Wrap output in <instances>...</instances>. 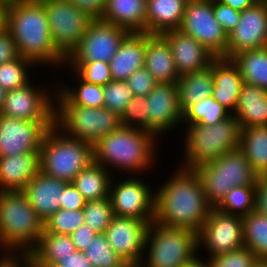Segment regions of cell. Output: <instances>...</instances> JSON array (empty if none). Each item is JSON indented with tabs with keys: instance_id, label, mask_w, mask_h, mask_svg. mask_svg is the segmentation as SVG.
Returning a JSON list of instances; mask_svg holds the SVG:
<instances>
[{
	"instance_id": "6da1fadb",
	"label": "cell",
	"mask_w": 267,
	"mask_h": 267,
	"mask_svg": "<svg viewBox=\"0 0 267 267\" xmlns=\"http://www.w3.org/2000/svg\"><path fill=\"white\" fill-rule=\"evenodd\" d=\"M175 168L169 179L166 177L155 187L154 221L198 234L213 207L206 199L198 173L179 165Z\"/></svg>"
},
{
	"instance_id": "7a4b0ae2",
	"label": "cell",
	"mask_w": 267,
	"mask_h": 267,
	"mask_svg": "<svg viewBox=\"0 0 267 267\" xmlns=\"http://www.w3.org/2000/svg\"><path fill=\"white\" fill-rule=\"evenodd\" d=\"M7 29L15 41L18 53L40 66H65L66 58L51 39L47 13L42 0H11L8 6ZM63 65V66H62Z\"/></svg>"
},
{
	"instance_id": "3957f363",
	"label": "cell",
	"mask_w": 267,
	"mask_h": 267,
	"mask_svg": "<svg viewBox=\"0 0 267 267\" xmlns=\"http://www.w3.org/2000/svg\"><path fill=\"white\" fill-rule=\"evenodd\" d=\"M159 142L163 140L147 130L121 125L93 145V160L114 176L118 171L130 176L146 174L156 168Z\"/></svg>"
},
{
	"instance_id": "277c9868",
	"label": "cell",
	"mask_w": 267,
	"mask_h": 267,
	"mask_svg": "<svg viewBox=\"0 0 267 267\" xmlns=\"http://www.w3.org/2000/svg\"><path fill=\"white\" fill-rule=\"evenodd\" d=\"M44 222L22 191H0V245L6 253H30Z\"/></svg>"
},
{
	"instance_id": "5b68a950",
	"label": "cell",
	"mask_w": 267,
	"mask_h": 267,
	"mask_svg": "<svg viewBox=\"0 0 267 267\" xmlns=\"http://www.w3.org/2000/svg\"><path fill=\"white\" fill-rule=\"evenodd\" d=\"M182 130V168L196 169L239 147L240 126L234 115L211 125L182 124Z\"/></svg>"
},
{
	"instance_id": "8992f818",
	"label": "cell",
	"mask_w": 267,
	"mask_h": 267,
	"mask_svg": "<svg viewBox=\"0 0 267 267\" xmlns=\"http://www.w3.org/2000/svg\"><path fill=\"white\" fill-rule=\"evenodd\" d=\"M93 161V145L65 135L55 125L46 133L39 151L40 171L66 182H73Z\"/></svg>"
},
{
	"instance_id": "52a82bcc",
	"label": "cell",
	"mask_w": 267,
	"mask_h": 267,
	"mask_svg": "<svg viewBox=\"0 0 267 267\" xmlns=\"http://www.w3.org/2000/svg\"><path fill=\"white\" fill-rule=\"evenodd\" d=\"M198 255L197 233L150 223L139 267H183Z\"/></svg>"
},
{
	"instance_id": "ba28073f",
	"label": "cell",
	"mask_w": 267,
	"mask_h": 267,
	"mask_svg": "<svg viewBox=\"0 0 267 267\" xmlns=\"http://www.w3.org/2000/svg\"><path fill=\"white\" fill-rule=\"evenodd\" d=\"M203 186L206 199L216 208L234 187L255 185L258 174L239 148L194 169Z\"/></svg>"
},
{
	"instance_id": "9c48e42d",
	"label": "cell",
	"mask_w": 267,
	"mask_h": 267,
	"mask_svg": "<svg viewBox=\"0 0 267 267\" xmlns=\"http://www.w3.org/2000/svg\"><path fill=\"white\" fill-rule=\"evenodd\" d=\"M55 126L71 138L94 145L121 126V117L106 107L55 105Z\"/></svg>"
},
{
	"instance_id": "30bf717a",
	"label": "cell",
	"mask_w": 267,
	"mask_h": 267,
	"mask_svg": "<svg viewBox=\"0 0 267 267\" xmlns=\"http://www.w3.org/2000/svg\"><path fill=\"white\" fill-rule=\"evenodd\" d=\"M116 176L113 175L109 187L114 216L151 223L155 217V187L152 189L149 182L135 175H125L123 179Z\"/></svg>"
},
{
	"instance_id": "8fae6325",
	"label": "cell",
	"mask_w": 267,
	"mask_h": 267,
	"mask_svg": "<svg viewBox=\"0 0 267 267\" xmlns=\"http://www.w3.org/2000/svg\"><path fill=\"white\" fill-rule=\"evenodd\" d=\"M42 1L47 13L51 39L57 50L67 58L78 46L93 19L66 0Z\"/></svg>"
},
{
	"instance_id": "7c38bea8",
	"label": "cell",
	"mask_w": 267,
	"mask_h": 267,
	"mask_svg": "<svg viewBox=\"0 0 267 267\" xmlns=\"http://www.w3.org/2000/svg\"><path fill=\"white\" fill-rule=\"evenodd\" d=\"M33 81L34 77L27 85L6 92L0 115L29 121H55L56 85L47 89L45 84L44 88L37 87L38 82Z\"/></svg>"
},
{
	"instance_id": "4fadbf2b",
	"label": "cell",
	"mask_w": 267,
	"mask_h": 267,
	"mask_svg": "<svg viewBox=\"0 0 267 267\" xmlns=\"http://www.w3.org/2000/svg\"><path fill=\"white\" fill-rule=\"evenodd\" d=\"M217 58L227 59L228 35L215 19L213 0H188L179 28Z\"/></svg>"
},
{
	"instance_id": "5bb4252c",
	"label": "cell",
	"mask_w": 267,
	"mask_h": 267,
	"mask_svg": "<svg viewBox=\"0 0 267 267\" xmlns=\"http://www.w3.org/2000/svg\"><path fill=\"white\" fill-rule=\"evenodd\" d=\"M197 240L198 253L205 249L208 253L207 258L242 248L244 246L242 217L212 208L197 234Z\"/></svg>"
},
{
	"instance_id": "9a60e30c",
	"label": "cell",
	"mask_w": 267,
	"mask_h": 267,
	"mask_svg": "<svg viewBox=\"0 0 267 267\" xmlns=\"http://www.w3.org/2000/svg\"><path fill=\"white\" fill-rule=\"evenodd\" d=\"M129 32L101 19H93L78 46L65 62H107L118 51L120 43Z\"/></svg>"
},
{
	"instance_id": "2e32d148",
	"label": "cell",
	"mask_w": 267,
	"mask_h": 267,
	"mask_svg": "<svg viewBox=\"0 0 267 267\" xmlns=\"http://www.w3.org/2000/svg\"><path fill=\"white\" fill-rule=\"evenodd\" d=\"M55 121H29L0 115V157L39 152Z\"/></svg>"
},
{
	"instance_id": "e0dca14e",
	"label": "cell",
	"mask_w": 267,
	"mask_h": 267,
	"mask_svg": "<svg viewBox=\"0 0 267 267\" xmlns=\"http://www.w3.org/2000/svg\"><path fill=\"white\" fill-rule=\"evenodd\" d=\"M145 99L148 111V131L159 140L165 137V134L173 132V129L176 131L177 127L181 126L183 111L179 104L177 82L158 83Z\"/></svg>"
},
{
	"instance_id": "ac0fdd59",
	"label": "cell",
	"mask_w": 267,
	"mask_h": 267,
	"mask_svg": "<svg viewBox=\"0 0 267 267\" xmlns=\"http://www.w3.org/2000/svg\"><path fill=\"white\" fill-rule=\"evenodd\" d=\"M149 225L148 221L113 216L104 233L112 249L129 267L141 265Z\"/></svg>"
},
{
	"instance_id": "d6986e66",
	"label": "cell",
	"mask_w": 267,
	"mask_h": 267,
	"mask_svg": "<svg viewBox=\"0 0 267 267\" xmlns=\"http://www.w3.org/2000/svg\"><path fill=\"white\" fill-rule=\"evenodd\" d=\"M267 46V1L259 0L241 12L237 26L228 34L227 59Z\"/></svg>"
},
{
	"instance_id": "ffe728a7",
	"label": "cell",
	"mask_w": 267,
	"mask_h": 267,
	"mask_svg": "<svg viewBox=\"0 0 267 267\" xmlns=\"http://www.w3.org/2000/svg\"><path fill=\"white\" fill-rule=\"evenodd\" d=\"M179 76L207 69L217 58L205 46L180 29L164 32Z\"/></svg>"
},
{
	"instance_id": "44dd1931",
	"label": "cell",
	"mask_w": 267,
	"mask_h": 267,
	"mask_svg": "<svg viewBox=\"0 0 267 267\" xmlns=\"http://www.w3.org/2000/svg\"><path fill=\"white\" fill-rule=\"evenodd\" d=\"M66 183L39 171L22 190L43 222L60 209Z\"/></svg>"
},
{
	"instance_id": "7402d4cb",
	"label": "cell",
	"mask_w": 267,
	"mask_h": 267,
	"mask_svg": "<svg viewBox=\"0 0 267 267\" xmlns=\"http://www.w3.org/2000/svg\"><path fill=\"white\" fill-rule=\"evenodd\" d=\"M209 67L213 71L212 97L233 115L244 83L239 69L231 59L223 57L216 58Z\"/></svg>"
},
{
	"instance_id": "603a6c76",
	"label": "cell",
	"mask_w": 267,
	"mask_h": 267,
	"mask_svg": "<svg viewBox=\"0 0 267 267\" xmlns=\"http://www.w3.org/2000/svg\"><path fill=\"white\" fill-rule=\"evenodd\" d=\"M39 171V152L0 157V191H22Z\"/></svg>"
},
{
	"instance_id": "cb8c5ba5",
	"label": "cell",
	"mask_w": 267,
	"mask_h": 267,
	"mask_svg": "<svg viewBox=\"0 0 267 267\" xmlns=\"http://www.w3.org/2000/svg\"><path fill=\"white\" fill-rule=\"evenodd\" d=\"M145 51L146 33L129 32L109 61L112 80L126 81L134 71L143 68Z\"/></svg>"
},
{
	"instance_id": "d4e9b609",
	"label": "cell",
	"mask_w": 267,
	"mask_h": 267,
	"mask_svg": "<svg viewBox=\"0 0 267 267\" xmlns=\"http://www.w3.org/2000/svg\"><path fill=\"white\" fill-rule=\"evenodd\" d=\"M144 67L157 83H175L179 74L167 41L161 35L146 33Z\"/></svg>"
},
{
	"instance_id": "484cf974",
	"label": "cell",
	"mask_w": 267,
	"mask_h": 267,
	"mask_svg": "<svg viewBox=\"0 0 267 267\" xmlns=\"http://www.w3.org/2000/svg\"><path fill=\"white\" fill-rule=\"evenodd\" d=\"M147 0H107L101 20L126 29L147 33Z\"/></svg>"
},
{
	"instance_id": "4316f807",
	"label": "cell",
	"mask_w": 267,
	"mask_h": 267,
	"mask_svg": "<svg viewBox=\"0 0 267 267\" xmlns=\"http://www.w3.org/2000/svg\"><path fill=\"white\" fill-rule=\"evenodd\" d=\"M233 115L237 118L240 129L267 125V91L243 83Z\"/></svg>"
},
{
	"instance_id": "83f0119b",
	"label": "cell",
	"mask_w": 267,
	"mask_h": 267,
	"mask_svg": "<svg viewBox=\"0 0 267 267\" xmlns=\"http://www.w3.org/2000/svg\"><path fill=\"white\" fill-rule=\"evenodd\" d=\"M188 0H147V33L161 35L179 29Z\"/></svg>"
},
{
	"instance_id": "f1b7e54d",
	"label": "cell",
	"mask_w": 267,
	"mask_h": 267,
	"mask_svg": "<svg viewBox=\"0 0 267 267\" xmlns=\"http://www.w3.org/2000/svg\"><path fill=\"white\" fill-rule=\"evenodd\" d=\"M74 86L65 82L57 84L55 105H78L83 107H103V86L85 82L73 70L69 72ZM75 77V78H74ZM78 82V83H77ZM76 84V85H75Z\"/></svg>"
},
{
	"instance_id": "f546056e",
	"label": "cell",
	"mask_w": 267,
	"mask_h": 267,
	"mask_svg": "<svg viewBox=\"0 0 267 267\" xmlns=\"http://www.w3.org/2000/svg\"><path fill=\"white\" fill-rule=\"evenodd\" d=\"M76 248L70 235L48 233L43 230L37 246L30 252L33 267H53Z\"/></svg>"
},
{
	"instance_id": "4dcf8cb0",
	"label": "cell",
	"mask_w": 267,
	"mask_h": 267,
	"mask_svg": "<svg viewBox=\"0 0 267 267\" xmlns=\"http://www.w3.org/2000/svg\"><path fill=\"white\" fill-rule=\"evenodd\" d=\"M177 83L179 104L184 113L191 105L212 96L213 71L208 67L199 72L183 74Z\"/></svg>"
},
{
	"instance_id": "1f68e13d",
	"label": "cell",
	"mask_w": 267,
	"mask_h": 267,
	"mask_svg": "<svg viewBox=\"0 0 267 267\" xmlns=\"http://www.w3.org/2000/svg\"><path fill=\"white\" fill-rule=\"evenodd\" d=\"M238 148L258 176L267 171V125L241 128Z\"/></svg>"
},
{
	"instance_id": "d6a6232c",
	"label": "cell",
	"mask_w": 267,
	"mask_h": 267,
	"mask_svg": "<svg viewBox=\"0 0 267 267\" xmlns=\"http://www.w3.org/2000/svg\"><path fill=\"white\" fill-rule=\"evenodd\" d=\"M113 175L102 165L94 161L73 180V184L86 201L109 197V187Z\"/></svg>"
},
{
	"instance_id": "836d02e7",
	"label": "cell",
	"mask_w": 267,
	"mask_h": 267,
	"mask_svg": "<svg viewBox=\"0 0 267 267\" xmlns=\"http://www.w3.org/2000/svg\"><path fill=\"white\" fill-rule=\"evenodd\" d=\"M244 83L267 91V46L245 51L232 57Z\"/></svg>"
},
{
	"instance_id": "e575fe53",
	"label": "cell",
	"mask_w": 267,
	"mask_h": 267,
	"mask_svg": "<svg viewBox=\"0 0 267 267\" xmlns=\"http://www.w3.org/2000/svg\"><path fill=\"white\" fill-rule=\"evenodd\" d=\"M242 221L244 246L255 253L259 262H267V215L254 210Z\"/></svg>"
},
{
	"instance_id": "d590c367",
	"label": "cell",
	"mask_w": 267,
	"mask_h": 267,
	"mask_svg": "<svg viewBox=\"0 0 267 267\" xmlns=\"http://www.w3.org/2000/svg\"><path fill=\"white\" fill-rule=\"evenodd\" d=\"M230 115L232 114L225 107L210 96L191 105L183 113L182 124L211 125L225 120Z\"/></svg>"
},
{
	"instance_id": "8d00e7d4",
	"label": "cell",
	"mask_w": 267,
	"mask_h": 267,
	"mask_svg": "<svg viewBox=\"0 0 267 267\" xmlns=\"http://www.w3.org/2000/svg\"><path fill=\"white\" fill-rule=\"evenodd\" d=\"M216 208L226 214L247 216L255 210V185L232 188Z\"/></svg>"
},
{
	"instance_id": "74e56055",
	"label": "cell",
	"mask_w": 267,
	"mask_h": 267,
	"mask_svg": "<svg viewBox=\"0 0 267 267\" xmlns=\"http://www.w3.org/2000/svg\"><path fill=\"white\" fill-rule=\"evenodd\" d=\"M36 66L29 60L18 58L0 65V86L6 91L27 85L31 79V71Z\"/></svg>"
},
{
	"instance_id": "f35d334b",
	"label": "cell",
	"mask_w": 267,
	"mask_h": 267,
	"mask_svg": "<svg viewBox=\"0 0 267 267\" xmlns=\"http://www.w3.org/2000/svg\"><path fill=\"white\" fill-rule=\"evenodd\" d=\"M83 253L93 267H129L112 249L104 233H98Z\"/></svg>"
},
{
	"instance_id": "ab89813d",
	"label": "cell",
	"mask_w": 267,
	"mask_h": 267,
	"mask_svg": "<svg viewBox=\"0 0 267 267\" xmlns=\"http://www.w3.org/2000/svg\"><path fill=\"white\" fill-rule=\"evenodd\" d=\"M82 210L84 223L97 233H105L112 217L114 216L109 197L86 201Z\"/></svg>"
},
{
	"instance_id": "60d3db41",
	"label": "cell",
	"mask_w": 267,
	"mask_h": 267,
	"mask_svg": "<svg viewBox=\"0 0 267 267\" xmlns=\"http://www.w3.org/2000/svg\"><path fill=\"white\" fill-rule=\"evenodd\" d=\"M64 68L73 70L88 83L105 86L112 81L110 66L107 62H65Z\"/></svg>"
},
{
	"instance_id": "b9f144b4",
	"label": "cell",
	"mask_w": 267,
	"mask_h": 267,
	"mask_svg": "<svg viewBox=\"0 0 267 267\" xmlns=\"http://www.w3.org/2000/svg\"><path fill=\"white\" fill-rule=\"evenodd\" d=\"M84 224L83 210L59 209L44 222V230L48 233L71 235Z\"/></svg>"
},
{
	"instance_id": "7bdbcfd3",
	"label": "cell",
	"mask_w": 267,
	"mask_h": 267,
	"mask_svg": "<svg viewBox=\"0 0 267 267\" xmlns=\"http://www.w3.org/2000/svg\"><path fill=\"white\" fill-rule=\"evenodd\" d=\"M133 97L131 88L126 81H114L103 86V107L122 117L127 105Z\"/></svg>"
},
{
	"instance_id": "ee69618b",
	"label": "cell",
	"mask_w": 267,
	"mask_h": 267,
	"mask_svg": "<svg viewBox=\"0 0 267 267\" xmlns=\"http://www.w3.org/2000/svg\"><path fill=\"white\" fill-rule=\"evenodd\" d=\"M210 267H254L259 261L248 247L207 258Z\"/></svg>"
},
{
	"instance_id": "f6af8a7d",
	"label": "cell",
	"mask_w": 267,
	"mask_h": 267,
	"mask_svg": "<svg viewBox=\"0 0 267 267\" xmlns=\"http://www.w3.org/2000/svg\"><path fill=\"white\" fill-rule=\"evenodd\" d=\"M121 125L148 131V111L144 97H132L121 117Z\"/></svg>"
},
{
	"instance_id": "bcb514c9",
	"label": "cell",
	"mask_w": 267,
	"mask_h": 267,
	"mask_svg": "<svg viewBox=\"0 0 267 267\" xmlns=\"http://www.w3.org/2000/svg\"><path fill=\"white\" fill-rule=\"evenodd\" d=\"M134 97H146L158 84L145 68L134 71L126 80Z\"/></svg>"
},
{
	"instance_id": "7dc6e473",
	"label": "cell",
	"mask_w": 267,
	"mask_h": 267,
	"mask_svg": "<svg viewBox=\"0 0 267 267\" xmlns=\"http://www.w3.org/2000/svg\"><path fill=\"white\" fill-rule=\"evenodd\" d=\"M213 12L215 19L227 35L237 26L241 15V12L218 0H213Z\"/></svg>"
},
{
	"instance_id": "c3c4849f",
	"label": "cell",
	"mask_w": 267,
	"mask_h": 267,
	"mask_svg": "<svg viewBox=\"0 0 267 267\" xmlns=\"http://www.w3.org/2000/svg\"><path fill=\"white\" fill-rule=\"evenodd\" d=\"M60 202V208L64 210L83 209L86 204V200L73 182L66 183L62 193V201Z\"/></svg>"
},
{
	"instance_id": "681fc988",
	"label": "cell",
	"mask_w": 267,
	"mask_h": 267,
	"mask_svg": "<svg viewBox=\"0 0 267 267\" xmlns=\"http://www.w3.org/2000/svg\"><path fill=\"white\" fill-rule=\"evenodd\" d=\"M14 39L8 29L0 32V65L18 58Z\"/></svg>"
},
{
	"instance_id": "f907efd6",
	"label": "cell",
	"mask_w": 267,
	"mask_h": 267,
	"mask_svg": "<svg viewBox=\"0 0 267 267\" xmlns=\"http://www.w3.org/2000/svg\"><path fill=\"white\" fill-rule=\"evenodd\" d=\"M81 11L87 13L92 19H101L107 0H66Z\"/></svg>"
},
{
	"instance_id": "816d5d0a",
	"label": "cell",
	"mask_w": 267,
	"mask_h": 267,
	"mask_svg": "<svg viewBox=\"0 0 267 267\" xmlns=\"http://www.w3.org/2000/svg\"><path fill=\"white\" fill-rule=\"evenodd\" d=\"M97 234L98 233L95 230L91 229L84 223L70 236L74 242L76 250L84 252V250H86L88 245L91 243V240H93Z\"/></svg>"
},
{
	"instance_id": "f5cc1de1",
	"label": "cell",
	"mask_w": 267,
	"mask_h": 267,
	"mask_svg": "<svg viewBox=\"0 0 267 267\" xmlns=\"http://www.w3.org/2000/svg\"><path fill=\"white\" fill-rule=\"evenodd\" d=\"M255 211L267 215V177L263 175L255 184Z\"/></svg>"
},
{
	"instance_id": "db71d44e",
	"label": "cell",
	"mask_w": 267,
	"mask_h": 267,
	"mask_svg": "<svg viewBox=\"0 0 267 267\" xmlns=\"http://www.w3.org/2000/svg\"><path fill=\"white\" fill-rule=\"evenodd\" d=\"M0 267H33L30 253H6L0 256Z\"/></svg>"
},
{
	"instance_id": "11a10c76",
	"label": "cell",
	"mask_w": 267,
	"mask_h": 267,
	"mask_svg": "<svg viewBox=\"0 0 267 267\" xmlns=\"http://www.w3.org/2000/svg\"><path fill=\"white\" fill-rule=\"evenodd\" d=\"M53 267H93L82 251L72 252L67 257L61 258Z\"/></svg>"
},
{
	"instance_id": "9f6ffc18",
	"label": "cell",
	"mask_w": 267,
	"mask_h": 267,
	"mask_svg": "<svg viewBox=\"0 0 267 267\" xmlns=\"http://www.w3.org/2000/svg\"><path fill=\"white\" fill-rule=\"evenodd\" d=\"M225 5L232 7L233 9L242 12L247 8L252 7L259 0H218Z\"/></svg>"
},
{
	"instance_id": "6f0895ef",
	"label": "cell",
	"mask_w": 267,
	"mask_h": 267,
	"mask_svg": "<svg viewBox=\"0 0 267 267\" xmlns=\"http://www.w3.org/2000/svg\"><path fill=\"white\" fill-rule=\"evenodd\" d=\"M11 0H0V32L7 29L8 6Z\"/></svg>"
},
{
	"instance_id": "680465c9",
	"label": "cell",
	"mask_w": 267,
	"mask_h": 267,
	"mask_svg": "<svg viewBox=\"0 0 267 267\" xmlns=\"http://www.w3.org/2000/svg\"><path fill=\"white\" fill-rule=\"evenodd\" d=\"M201 254L198 253V255L189 263L185 264L183 267H210V264L208 260H203L204 258L200 256ZM199 256V257H198ZM202 259V260H201Z\"/></svg>"
},
{
	"instance_id": "91938a15",
	"label": "cell",
	"mask_w": 267,
	"mask_h": 267,
	"mask_svg": "<svg viewBox=\"0 0 267 267\" xmlns=\"http://www.w3.org/2000/svg\"><path fill=\"white\" fill-rule=\"evenodd\" d=\"M6 90L0 86V111L3 108L5 96H6Z\"/></svg>"
},
{
	"instance_id": "94428289",
	"label": "cell",
	"mask_w": 267,
	"mask_h": 267,
	"mask_svg": "<svg viewBox=\"0 0 267 267\" xmlns=\"http://www.w3.org/2000/svg\"><path fill=\"white\" fill-rule=\"evenodd\" d=\"M254 267H267V262H258Z\"/></svg>"
},
{
	"instance_id": "6125c7cd",
	"label": "cell",
	"mask_w": 267,
	"mask_h": 267,
	"mask_svg": "<svg viewBox=\"0 0 267 267\" xmlns=\"http://www.w3.org/2000/svg\"><path fill=\"white\" fill-rule=\"evenodd\" d=\"M6 254L5 250L0 245V256H4Z\"/></svg>"
},
{
	"instance_id": "be15d7a7",
	"label": "cell",
	"mask_w": 267,
	"mask_h": 267,
	"mask_svg": "<svg viewBox=\"0 0 267 267\" xmlns=\"http://www.w3.org/2000/svg\"><path fill=\"white\" fill-rule=\"evenodd\" d=\"M263 176L267 177V171L263 174Z\"/></svg>"
}]
</instances>
